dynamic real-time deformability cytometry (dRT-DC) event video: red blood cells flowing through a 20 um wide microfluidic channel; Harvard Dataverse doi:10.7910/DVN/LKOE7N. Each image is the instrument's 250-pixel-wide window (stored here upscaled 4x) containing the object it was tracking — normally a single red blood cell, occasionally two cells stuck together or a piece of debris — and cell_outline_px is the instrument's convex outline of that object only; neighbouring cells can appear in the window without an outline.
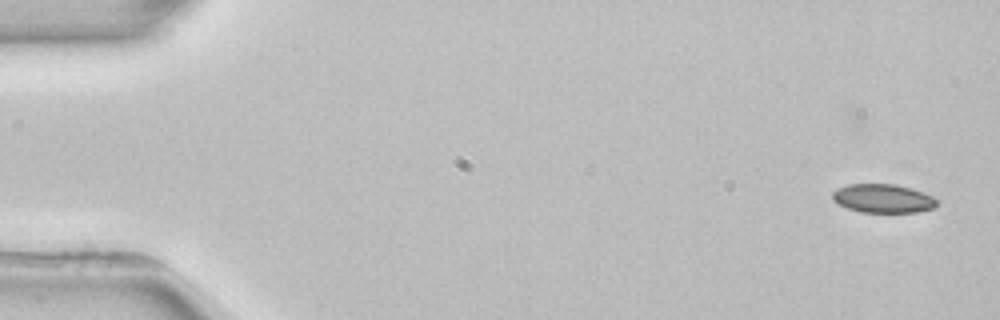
{"species": "common noctule bat (a hibernating species)", "species_latin": "Nyctalus noctula", "temperature_condition": "room temperature", "stored_images_in_passage": 4, "camera_frame_rate_fps": 3000, "um_per_image_px": 0.085, "animal": {"sex": "female", "body_mass_g": 22.7, "forearm_length_mm": 54.2}, "frame": {"image": 1, "passage_image": 2, "time_ms": 1.0, "image_size_px": [1000, 320], "cell_outline_px": [[940, 200], [936, 208], [916, 212], [860, 212], [836, 204], [832, 200], [832, 192], [836, 188], [848, 184], [896, 184], [912, 188], [932, 196]], "centroid_in_image_um": [75.06, 16.87], "position_along_channel_um": 9.9, "area_um2": 17.8}}
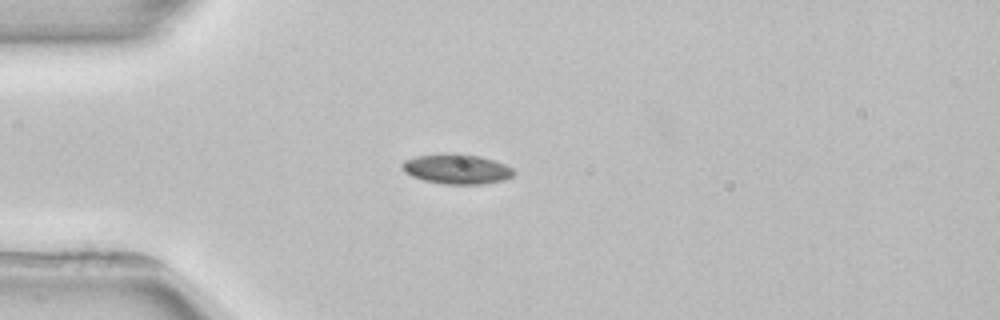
{"frame": {"image": 2, "passage_image": 4, "time_ms": 5.0, "image_size_px": [1000, 320], "cell_outline_px": [[516, 172], [512, 176], [504, 180], [480, 184], [444, 184], [424, 180], [412, 176], [404, 172], [400, 164], [404, 160], [416, 156], [448, 152], [460, 152], [480, 156], [504, 164], [512, 168]], "centroid_in_image_um": [38.8, 14.34], "position_along_channel_um": 46.2, "area_um2": 19.71}}